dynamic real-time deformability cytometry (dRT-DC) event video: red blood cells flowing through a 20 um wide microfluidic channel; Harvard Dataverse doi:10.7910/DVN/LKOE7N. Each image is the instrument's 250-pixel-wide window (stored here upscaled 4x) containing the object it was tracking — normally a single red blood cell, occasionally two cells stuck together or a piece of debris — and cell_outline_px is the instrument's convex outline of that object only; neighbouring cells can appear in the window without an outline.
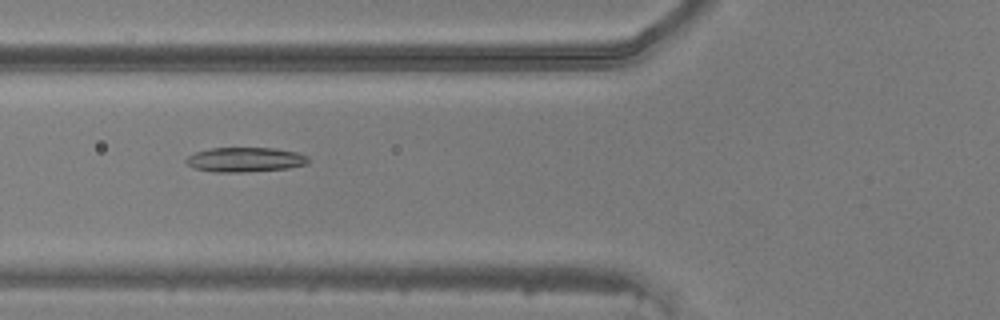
{"species": "common noctule bat (a hibernating species)", "species_latin": "Nyctalus noctula", "temperature_condition": "warm", "stored_images_in_passage": 43, "camera_frame_rate_fps": 3000, "um_per_image_px": 0.085, "animal": {"sex": "male", "body_mass_g": 20.5, "forearm_length_mm": 52.5}, "frame": {"image": 1, "passage_image": 13, "time_ms": 4.0, "image_size_px": [1000, 320], "cell_outline_px": [[308, 164], [288, 168], [240, 172], [212, 172], [196, 168], [188, 164], [184, 160], [188, 156], [196, 152], [212, 148], [272, 148], [296, 152], [308, 156]], "centroid_in_image_um": [20.84, 13.57], "position_along_channel_um": 105.0, "area_um2": 17.34}}
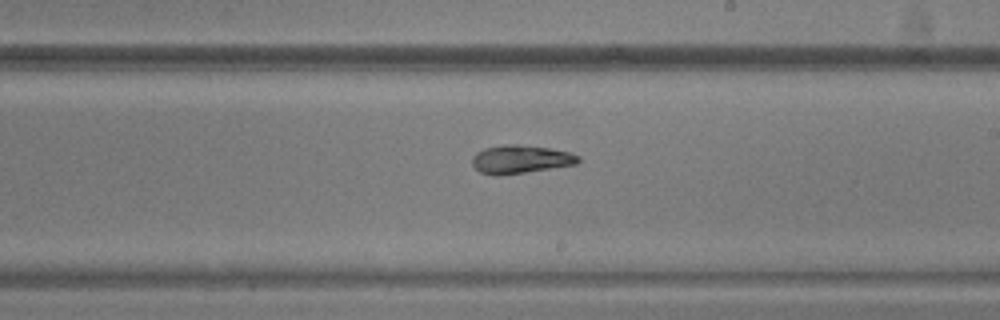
{"frame": {"image": 2, "passage_image": 23, "time_ms": 7.333, "image_size_px": [1000, 320], "cell_outline_px": [[580, 160], [576, 164], [500, 176], [492, 176], [480, 172], [472, 164], [472, 160], [476, 152], [484, 148], [504, 144], [516, 144], [548, 148], [568, 152], [580, 156]], "centroid_in_image_um": [44.21, 13.54], "position_along_channel_um": 244.8, "area_um2": 17.46}}
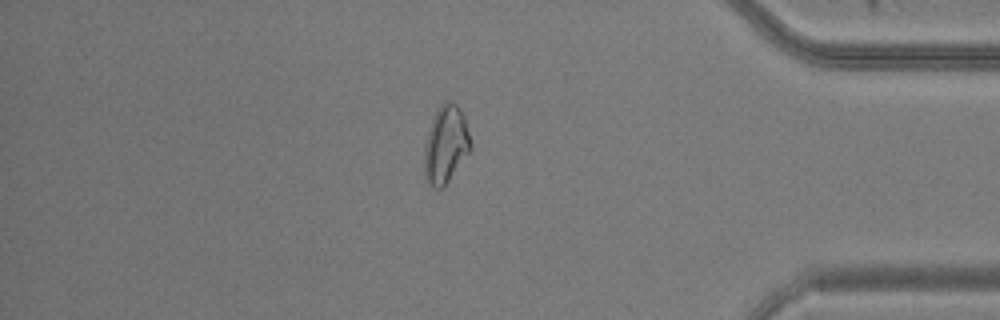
{"frame": {"image": 3, "passage_image": 36, "time_ms": 11.667, "image_size_px": [1000, 320], "cell_outline_px": [[472, 148], [444, 188], [436, 188], [428, 184], [424, 176], [424, 144], [432, 120], [440, 104], [444, 100], [452, 100], [464, 112], [472, 144]], "centroid_in_image_um": [37.9, 12.27], "position_along_channel_um": 397.3, "area_um2": 21.39}}